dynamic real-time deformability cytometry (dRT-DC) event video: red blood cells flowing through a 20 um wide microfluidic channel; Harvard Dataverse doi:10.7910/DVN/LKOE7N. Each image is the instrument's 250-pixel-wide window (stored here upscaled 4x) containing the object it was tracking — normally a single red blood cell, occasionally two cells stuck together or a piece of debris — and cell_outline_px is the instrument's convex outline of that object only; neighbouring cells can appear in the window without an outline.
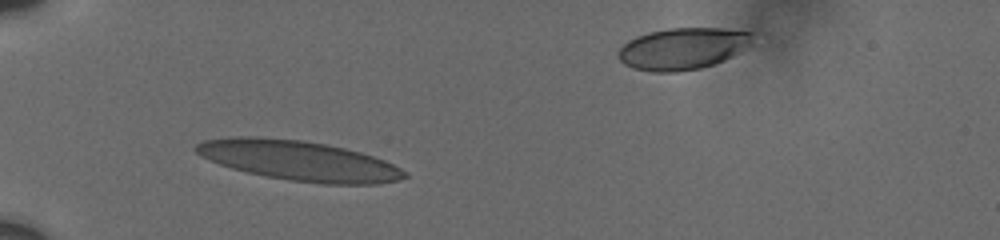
{"species": "human", "species_latin": "Homo sapiens", "temperature_condition": "cold", "stored_images_in_passage": 4, "camera_frame_rate_fps": 3000, "um_per_image_px": 0.085, "donor": {"sex": "male"}, "frame": {"image": 1, "passage_image": 3, "time_ms": 1.667, "image_size_px": [1000, 240], "cell_outline_px": [[408, 176], [396, 180], [376, 184], [320, 184], [288, 180], [248, 172], [232, 168], [208, 160], [200, 156], [192, 148], [196, 144], [204, 140], [236, 136], [256, 136], [300, 140], [324, 144], [344, 148], [360, 152], [384, 160], [400, 168]], "centroid_in_image_um": [25.35, 13.65], "position_along_channel_um": 59.6, "area_um2": 48.26}}